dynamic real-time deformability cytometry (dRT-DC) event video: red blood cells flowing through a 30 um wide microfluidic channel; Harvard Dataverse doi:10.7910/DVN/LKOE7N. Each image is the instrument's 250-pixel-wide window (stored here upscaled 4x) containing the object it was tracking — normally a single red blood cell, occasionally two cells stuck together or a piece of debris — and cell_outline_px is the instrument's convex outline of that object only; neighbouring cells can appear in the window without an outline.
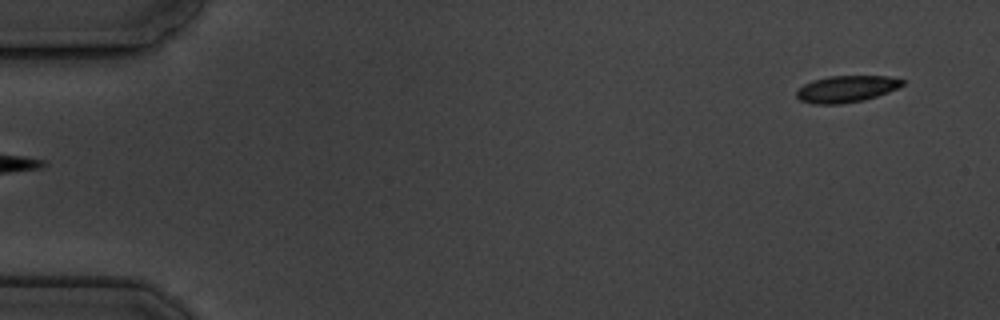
{"species": "common noctule bat (a hibernating species)", "species_latin": "Nyctalus noctula", "temperature_condition": "cold", "stored_images_in_passage": 6, "segment_of_instrument_passage": [2, 2], "camera_frame_rate_fps": 3000, "um_per_image_px": 0.085, "animal": {"sex": "male", "body_mass_g": 19.5, "forearm_length_mm": 54.6}, "frame": {"image": 1, "passage_image": 6, "time_ms": 6.667, "image_size_px": [1000, 320], "cell_outline_px": [[904, 84], [888, 92], [864, 100], [840, 104], [812, 104], [800, 100], [796, 96], [796, 92], [804, 84], [812, 80], [828, 76], [892, 76], [904, 80]], "centroid_in_image_um": [71.93, 7.56], "position_along_channel_um": 13.1, "area_um2": 16.47}}